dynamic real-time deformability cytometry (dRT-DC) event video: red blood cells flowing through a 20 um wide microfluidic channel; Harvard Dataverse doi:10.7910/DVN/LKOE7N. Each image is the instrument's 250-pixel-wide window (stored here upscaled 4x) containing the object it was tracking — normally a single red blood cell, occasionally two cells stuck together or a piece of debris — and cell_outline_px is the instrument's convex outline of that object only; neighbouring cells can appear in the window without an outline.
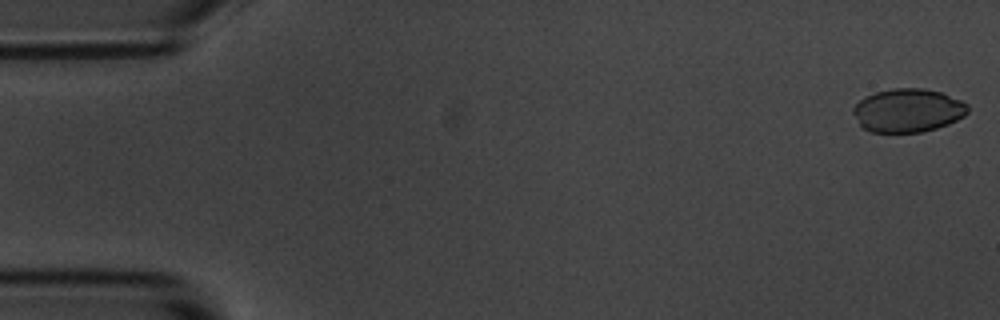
{"species": "common noctule bat (a hibernating species)", "species_latin": "Nyctalus noctula", "temperature_condition": "room temperature", "stored_images_in_passage": 55, "camera_frame_rate_fps": 3000, "um_per_image_px": 0.085, "animal": {"sex": "male", "body_mass_g": 20.1, "forearm_length_mm": 53.5}, "frame": {"image": 1, "passage_image": 1, "time_ms": 0.0, "image_size_px": [1000, 320], "cell_outline_px": [[968, 112], [964, 116], [948, 124], [936, 128], [920, 132], [872, 132], [864, 128], [860, 124], [852, 112], [852, 108], [864, 96], [876, 92], [892, 88], [920, 88], [940, 92], [960, 100], [968, 104]], "centroid_in_image_um": [77.16, 9.38], "position_along_channel_um": 7.8, "area_um2": 28.9}}
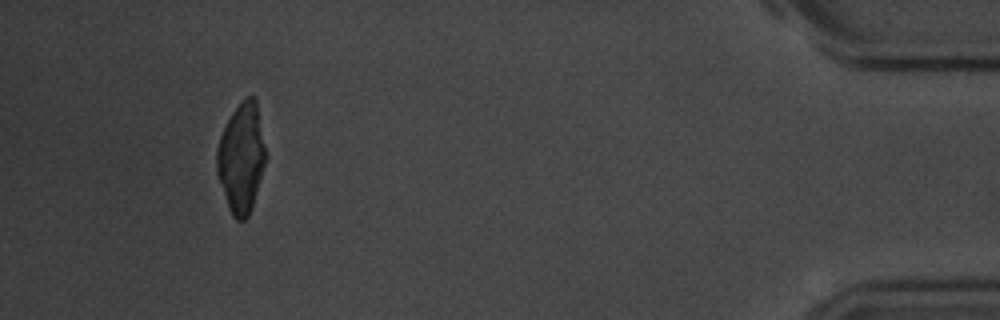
{"frame": {"image": 2, "passage_image": 51, "time_ms": 16.667, "image_size_px": [1000, 320], "cell_outline_px": [[264, 164], [252, 208], [248, 216], [244, 220], [236, 220], [232, 216], [228, 208], [216, 172], [216, 148], [220, 136], [232, 112], [240, 100], [244, 96], [252, 96], [256, 100], [264, 148]], "centroid_in_image_um": [20.47, 13.43], "position_along_channel_um": 414.7, "area_um2": 30.81}}